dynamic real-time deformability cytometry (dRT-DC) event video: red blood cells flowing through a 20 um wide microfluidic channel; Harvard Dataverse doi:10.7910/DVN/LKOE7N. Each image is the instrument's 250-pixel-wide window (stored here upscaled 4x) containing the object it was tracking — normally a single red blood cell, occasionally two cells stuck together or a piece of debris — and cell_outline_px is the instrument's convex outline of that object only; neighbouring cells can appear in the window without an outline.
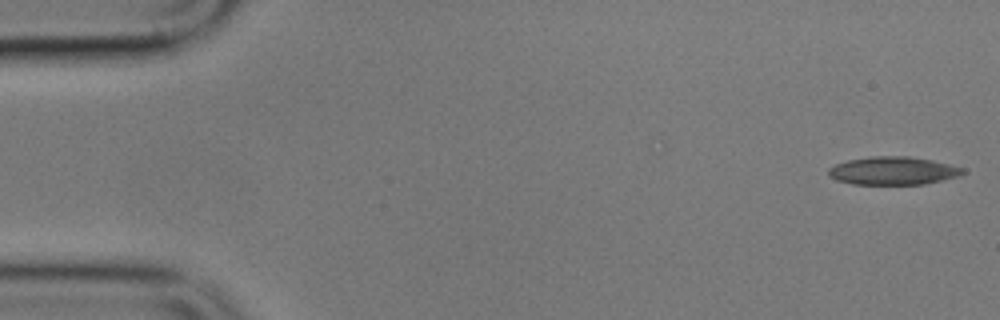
{"species": "common noctule bat (a hibernating species)", "species_latin": "Nyctalus noctula", "temperature_condition": "cold", "stored_images_in_passage": 6, "camera_frame_rate_fps": 3000, "um_per_image_px": 0.085, "animal": {"sex": "male", "body_mass_g": 17.9}, "frame": {"image": 1, "passage_image": 1, "time_ms": 0.0, "image_size_px": [1000, 320], "cell_outline_px": [[968, 172], [960, 176], [924, 184], [852, 184], [836, 180], [828, 176], [828, 168], [836, 164], [848, 160], [868, 156], [908, 156], [932, 160], [964, 168]], "centroid_in_image_um": [75.92, 14.51], "position_along_channel_um": 9.1, "area_um2": 22.14}}
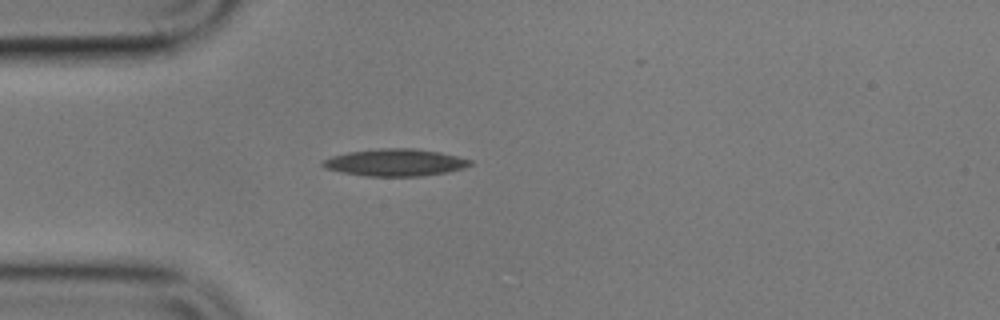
{"frame": {"image": 2, "passage_image": 5, "time_ms": 4.667, "image_size_px": [1000, 320], "cell_outline_px": [[472, 164], [464, 168], [448, 172], [420, 176], [364, 176], [340, 172], [324, 168], [320, 164], [324, 160], [332, 156], [348, 152], [376, 148], [416, 148], [440, 152], [472, 160]], "centroid_in_image_um": [33.58, 13.81], "position_along_channel_um": 51.4, "area_um2": 23.47}}